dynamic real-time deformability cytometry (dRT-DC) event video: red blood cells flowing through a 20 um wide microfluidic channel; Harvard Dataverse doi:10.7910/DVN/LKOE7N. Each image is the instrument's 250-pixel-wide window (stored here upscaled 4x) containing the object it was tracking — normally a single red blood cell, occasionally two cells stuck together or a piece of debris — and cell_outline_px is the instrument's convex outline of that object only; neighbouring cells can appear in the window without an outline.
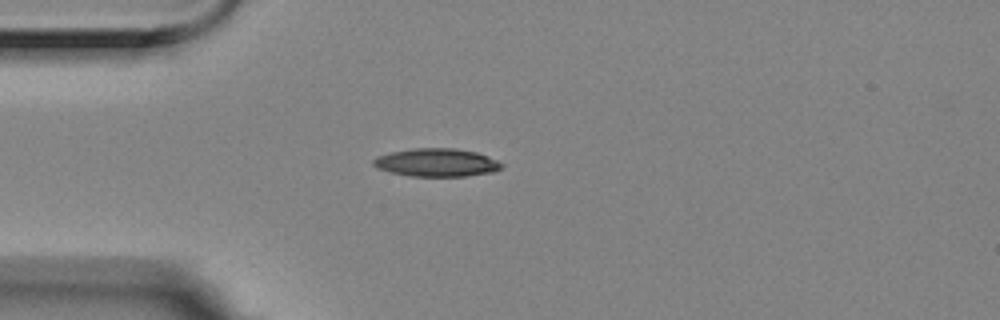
{"species": "Egyptian fruit bat (a non-hibernating species)", "species_latin": "Rousettus aegyptiacus", "temperature_condition": "room temperature", "stored_images_in_passage": 3, "camera_frame_rate_fps": 3000, "um_per_image_px": 0.085, "animal": {"sex": "female"}, "frame": {"image": 1, "passage_image": 3, "time_ms": 0.667, "image_size_px": [1000, 320], "cell_outline_px": [[504, 164], [500, 168], [492, 172], [464, 176], [408, 176], [392, 172], [380, 168], [372, 164], [372, 160], [376, 156], [392, 152], [416, 148], [456, 148], [476, 152], [488, 156]], "centroid_in_image_um": [37.11, 13.81], "position_along_channel_um": 47.9, "area_um2": 20.81}}